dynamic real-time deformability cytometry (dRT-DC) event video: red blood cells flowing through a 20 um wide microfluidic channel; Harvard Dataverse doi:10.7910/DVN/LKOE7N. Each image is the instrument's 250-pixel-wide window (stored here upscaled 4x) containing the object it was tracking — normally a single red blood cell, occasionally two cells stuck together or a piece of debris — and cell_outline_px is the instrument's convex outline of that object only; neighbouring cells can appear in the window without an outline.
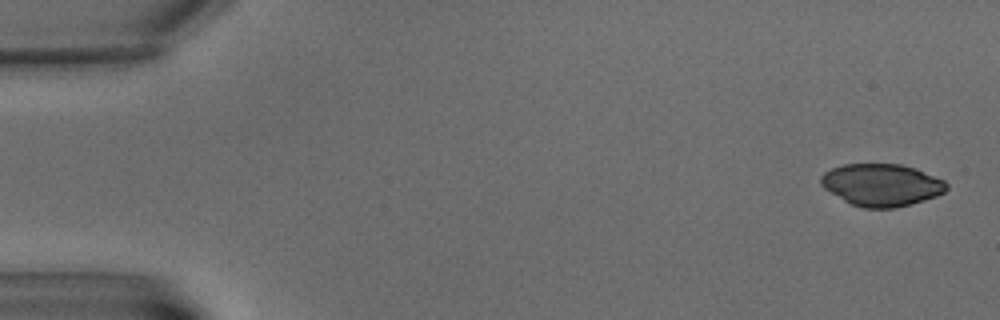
{"species": "common noctule bat (a hibernating species)", "species_latin": "Nyctalus noctula", "temperature_condition": "warm", "stored_images_in_passage": 10, "camera_frame_rate_fps": 3000, "um_per_image_px": 0.085, "animal": {"sex": "male", "body_mass_g": 15.6}, "frame": {"image": 1, "passage_image": 1, "time_ms": 0.0, "image_size_px": [1000, 320], "cell_outline_px": [[948, 188], [944, 192], [936, 196], [912, 204], [896, 208], [864, 208], [852, 204], [844, 200], [824, 188], [820, 184], [820, 176], [824, 172], [832, 168], [844, 164], [900, 164], [916, 168], [944, 180], [948, 184]], "centroid_in_image_um": [74.94, 15.71], "position_along_channel_um": 10.1, "area_um2": 30.98}}